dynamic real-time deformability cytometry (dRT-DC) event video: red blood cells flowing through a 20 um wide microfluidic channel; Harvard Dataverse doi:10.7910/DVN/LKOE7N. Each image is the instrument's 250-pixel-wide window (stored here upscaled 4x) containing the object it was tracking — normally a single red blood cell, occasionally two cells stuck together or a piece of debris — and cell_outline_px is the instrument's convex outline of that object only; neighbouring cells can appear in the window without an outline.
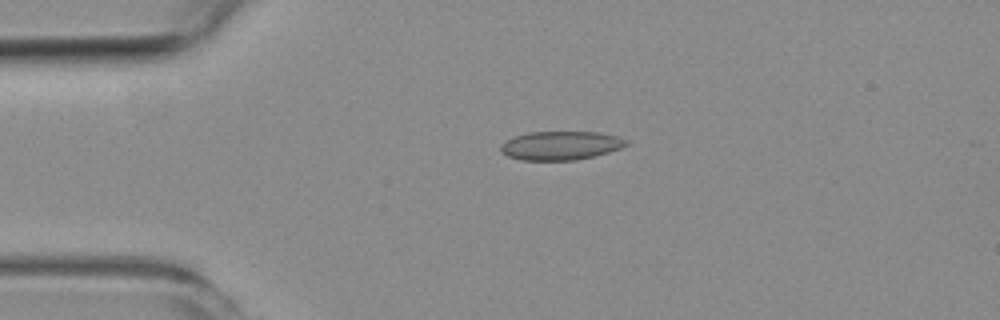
{"species": "common noctule bat (a hibernating species)", "species_latin": "Nyctalus noctula", "temperature_condition": "room temperature", "stored_images_in_passage": 5, "camera_frame_rate_fps": 3000, "um_per_image_px": 0.085, "animal": {"sex": "female", "body_mass_g": 19.3, "forearm_length_mm": 54.1}, "frame": {"image": 1, "passage_image": 4, "time_ms": 3.667, "image_size_px": [1000, 320], "cell_outline_px": [[628, 144], [620, 148], [596, 156], [576, 160], [520, 160], [508, 156], [500, 152], [500, 144], [516, 136], [528, 132], [596, 132], [616, 136], [628, 140]], "centroid_in_image_um": [47.64, 12.38], "position_along_channel_um": 37.4, "area_um2": 20.98}}